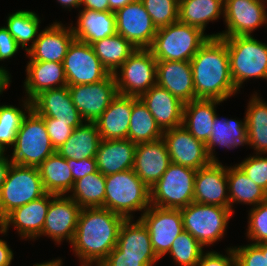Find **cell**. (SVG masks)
<instances>
[{
	"instance_id": "bcb514c9",
	"label": "cell",
	"mask_w": 267,
	"mask_h": 266,
	"mask_svg": "<svg viewBox=\"0 0 267 266\" xmlns=\"http://www.w3.org/2000/svg\"><path fill=\"white\" fill-rule=\"evenodd\" d=\"M232 248L237 258V266H267L266 255H263V251L256 244Z\"/></svg>"
},
{
	"instance_id": "680465c9",
	"label": "cell",
	"mask_w": 267,
	"mask_h": 266,
	"mask_svg": "<svg viewBox=\"0 0 267 266\" xmlns=\"http://www.w3.org/2000/svg\"><path fill=\"white\" fill-rule=\"evenodd\" d=\"M63 8H80L81 7V0H57Z\"/></svg>"
},
{
	"instance_id": "f6af8a7d",
	"label": "cell",
	"mask_w": 267,
	"mask_h": 266,
	"mask_svg": "<svg viewBox=\"0 0 267 266\" xmlns=\"http://www.w3.org/2000/svg\"><path fill=\"white\" fill-rule=\"evenodd\" d=\"M245 158L237 164L248 178L253 180L267 193V157L261 153Z\"/></svg>"
},
{
	"instance_id": "484cf974",
	"label": "cell",
	"mask_w": 267,
	"mask_h": 266,
	"mask_svg": "<svg viewBox=\"0 0 267 266\" xmlns=\"http://www.w3.org/2000/svg\"><path fill=\"white\" fill-rule=\"evenodd\" d=\"M133 108V96L118 94L96 120L102 140L127 139Z\"/></svg>"
},
{
	"instance_id": "ee69618b",
	"label": "cell",
	"mask_w": 267,
	"mask_h": 266,
	"mask_svg": "<svg viewBox=\"0 0 267 266\" xmlns=\"http://www.w3.org/2000/svg\"><path fill=\"white\" fill-rule=\"evenodd\" d=\"M248 216L246 236L253 244L267 242V200L252 207Z\"/></svg>"
},
{
	"instance_id": "f907efd6",
	"label": "cell",
	"mask_w": 267,
	"mask_h": 266,
	"mask_svg": "<svg viewBox=\"0 0 267 266\" xmlns=\"http://www.w3.org/2000/svg\"><path fill=\"white\" fill-rule=\"evenodd\" d=\"M20 46L14 37L8 32V29L0 26V61L8 60L15 55Z\"/></svg>"
},
{
	"instance_id": "8fae6325",
	"label": "cell",
	"mask_w": 267,
	"mask_h": 266,
	"mask_svg": "<svg viewBox=\"0 0 267 266\" xmlns=\"http://www.w3.org/2000/svg\"><path fill=\"white\" fill-rule=\"evenodd\" d=\"M67 85L92 84L106 79L110 72L102 65L91 44L74 39L64 57Z\"/></svg>"
},
{
	"instance_id": "f35d334b",
	"label": "cell",
	"mask_w": 267,
	"mask_h": 266,
	"mask_svg": "<svg viewBox=\"0 0 267 266\" xmlns=\"http://www.w3.org/2000/svg\"><path fill=\"white\" fill-rule=\"evenodd\" d=\"M105 191V176L96 171L76 180L69 197L81 208H105Z\"/></svg>"
},
{
	"instance_id": "52a82bcc",
	"label": "cell",
	"mask_w": 267,
	"mask_h": 266,
	"mask_svg": "<svg viewBox=\"0 0 267 266\" xmlns=\"http://www.w3.org/2000/svg\"><path fill=\"white\" fill-rule=\"evenodd\" d=\"M196 172L195 169L171 162L150 188V204L160 208L182 209L194 202Z\"/></svg>"
},
{
	"instance_id": "44dd1931",
	"label": "cell",
	"mask_w": 267,
	"mask_h": 266,
	"mask_svg": "<svg viewBox=\"0 0 267 266\" xmlns=\"http://www.w3.org/2000/svg\"><path fill=\"white\" fill-rule=\"evenodd\" d=\"M75 39L72 28L54 22L39 32L33 46L27 51L30 61L63 63L68 48Z\"/></svg>"
},
{
	"instance_id": "74e56055",
	"label": "cell",
	"mask_w": 267,
	"mask_h": 266,
	"mask_svg": "<svg viewBox=\"0 0 267 266\" xmlns=\"http://www.w3.org/2000/svg\"><path fill=\"white\" fill-rule=\"evenodd\" d=\"M163 131L157 125L153 115L138 97L133 96L128 139L136 145L161 139Z\"/></svg>"
},
{
	"instance_id": "db71d44e",
	"label": "cell",
	"mask_w": 267,
	"mask_h": 266,
	"mask_svg": "<svg viewBox=\"0 0 267 266\" xmlns=\"http://www.w3.org/2000/svg\"><path fill=\"white\" fill-rule=\"evenodd\" d=\"M13 259V251L7 241L0 239V266H10Z\"/></svg>"
},
{
	"instance_id": "f5cc1de1",
	"label": "cell",
	"mask_w": 267,
	"mask_h": 266,
	"mask_svg": "<svg viewBox=\"0 0 267 266\" xmlns=\"http://www.w3.org/2000/svg\"><path fill=\"white\" fill-rule=\"evenodd\" d=\"M82 9L98 12L109 11V0H81Z\"/></svg>"
},
{
	"instance_id": "277c9868",
	"label": "cell",
	"mask_w": 267,
	"mask_h": 266,
	"mask_svg": "<svg viewBox=\"0 0 267 266\" xmlns=\"http://www.w3.org/2000/svg\"><path fill=\"white\" fill-rule=\"evenodd\" d=\"M213 35L179 20L157 29L149 50L156 60L190 61Z\"/></svg>"
},
{
	"instance_id": "e575fe53",
	"label": "cell",
	"mask_w": 267,
	"mask_h": 266,
	"mask_svg": "<svg viewBox=\"0 0 267 266\" xmlns=\"http://www.w3.org/2000/svg\"><path fill=\"white\" fill-rule=\"evenodd\" d=\"M224 8V0H179L178 20L204 32L210 21L224 18Z\"/></svg>"
},
{
	"instance_id": "7c38bea8",
	"label": "cell",
	"mask_w": 267,
	"mask_h": 266,
	"mask_svg": "<svg viewBox=\"0 0 267 266\" xmlns=\"http://www.w3.org/2000/svg\"><path fill=\"white\" fill-rule=\"evenodd\" d=\"M267 0H224V21L227 29L212 34L213 38L251 36L258 27L267 25Z\"/></svg>"
},
{
	"instance_id": "c3c4849f",
	"label": "cell",
	"mask_w": 267,
	"mask_h": 266,
	"mask_svg": "<svg viewBox=\"0 0 267 266\" xmlns=\"http://www.w3.org/2000/svg\"><path fill=\"white\" fill-rule=\"evenodd\" d=\"M227 255L216 251L203 252L195 266H237V258L233 248H227Z\"/></svg>"
},
{
	"instance_id": "836d02e7",
	"label": "cell",
	"mask_w": 267,
	"mask_h": 266,
	"mask_svg": "<svg viewBox=\"0 0 267 266\" xmlns=\"http://www.w3.org/2000/svg\"><path fill=\"white\" fill-rule=\"evenodd\" d=\"M227 181L229 208L232 212H234V203H244L255 207L267 200V193L248 178L237 164L227 167Z\"/></svg>"
},
{
	"instance_id": "6f0895ef",
	"label": "cell",
	"mask_w": 267,
	"mask_h": 266,
	"mask_svg": "<svg viewBox=\"0 0 267 266\" xmlns=\"http://www.w3.org/2000/svg\"><path fill=\"white\" fill-rule=\"evenodd\" d=\"M134 1L136 0H109V11L115 12L116 10L123 8L125 5Z\"/></svg>"
},
{
	"instance_id": "4316f807",
	"label": "cell",
	"mask_w": 267,
	"mask_h": 266,
	"mask_svg": "<svg viewBox=\"0 0 267 266\" xmlns=\"http://www.w3.org/2000/svg\"><path fill=\"white\" fill-rule=\"evenodd\" d=\"M136 144L127 139L102 140L95 159L104 176L133 169Z\"/></svg>"
},
{
	"instance_id": "d590c367",
	"label": "cell",
	"mask_w": 267,
	"mask_h": 266,
	"mask_svg": "<svg viewBox=\"0 0 267 266\" xmlns=\"http://www.w3.org/2000/svg\"><path fill=\"white\" fill-rule=\"evenodd\" d=\"M256 92L246 108V125L249 145L256 153H267V102Z\"/></svg>"
},
{
	"instance_id": "d6986e66",
	"label": "cell",
	"mask_w": 267,
	"mask_h": 266,
	"mask_svg": "<svg viewBox=\"0 0 267 266\" xmlns=\"http://www.w3.org/2000/svg\"><path fill=\"white\" fill-rule=\"evenodd\" d=\"M32 109L42 118H54L73 129L84 122L72 102L68 86L41 92L32 100Z\"/></svg>"
},
{
	"instance_id": "30bf717a",
	"label": "cell",
	"mask_w": 267,
	"mask_h": 266,
	"mask_svg": "<svg viewBox=\"0 0 267 266\" xmlns=\"http://www.w3.org/2000/svg\"><path fill=\"white\" fill-rule=\"evenodd\" d=\"M113 74L118 94L139 98L156 85L157 60L149 49H136Z\"/></svg>"
},
{
	"instance_id": "9a60e30c",
	"label": "cell",
	"mask_w": 267,
	"mask_h": 266,
	"mask_svg": "<svg viewBox=\"0 0 267 266\" xmlns=\"http://www.w3.org/2000/svg\"><path fill=\"white\" fill-rule=\"evenodd\" d=\"M116 33L130 41L137 49H149L157 33L151 16L141 0H136L114 12Z\"/></svg>"
},
{
	"instance_id": "9f6ffc18",
	"label": "cell",
	"mask_w": 267,
	"mask_h": 266,
	"mask_svg": "<svg viewBox=\"0 0 267 266\" xmlns=\"http://www.w3.org/2000/svg\"><path fill=\"white\" fill-rule=\"evenodd\" d=\"M6 67L0 66V94L9 87L11 82V74L8 70L5 69ZM10 74V75H9Z\"/></svg>"
},
{
	"instance_id": "6da1fadb",
	"label": "cell",
	"mask_w": 267,
	"mask_h": 266,
	"mask_svg": "<svg viewBox=\"0 0 267 266\" xmlns=\"http://www.w3.org/2000/svg\"><path fill=\"white\" fill-rule=\"evenodd\" d=\"M124 221L105 208H82L71 243L81 263H102L116 247Z\"/></svg>"
},
{
	"instance_id": "7402d4cb",
	"label": "cell",
	"mask_w": 267,
	"mask_h": 266,
	"mask_svg": "<svg viewBox=\"0 0 267 266\" xmlns=\"http://www.w3.org/2000/svg\"><path fill=\"white\" fill-rule=\"evenodd\" d=\"M125 219L119 231L116 247L108 256L142 257V262H157L149 231L140 219Z\"/></svg>"
},
{
	"instance_id": "9c48e42d",
	"label": "cell",
	"mask_w": 267,
	"mask_h": 266,
	"mask_svg": "<svg viewBox=\"0 0 267 266\" xmlns=\"http://www.w3.org/2000/svg\"><path fill=\"white\" fill-rule=\"evenodd\" d=\"M45 194L38 167L11 164L0 191V221L15 208Z\"/></svg>"
},
{
	"instance_id": "4dcf8cb0",
	"label": "cell",
	"mask_w": 267,
	"mask_h": 266,
	"mask_svg": "<svg viewBox=\"0 0 267 266\" xmlns=\"http://www.w3.org/2000/svg\"><path fill=\"white\" fill-rule=\"evenodd\" d=\"M223 101L196 99L184 104L183 126L196 139L206 143L211 135L216 105Z\"/></svg>"
},
{
	"instance_id": "7bdbcfd3",
	"label": "cell",
	"mask_w": 267,
	"mask_h": 266,
	"mask_svg": "<svg viewBox=\"0 0 267 266\" xmlns=\"http://www.w3.org/2000/svg\"><path fill=\"white\" fill-rule=\"evenodd\" d=\"M156 28L178 21L179 0H141Z\"/></svg>"
},
{
	"instance_id": "6125c7cd",
	"label": "cell",
	"mask_w": 267,
	"mask_h": 266,
	"mask_svg": "<svg viewBox=\"0 0 267 266\" xmlns=\"http://www.w3.org/2000/svg\"><path fill=\"white\" fill-rule=\"evenodd\" d=\"M6 148H4L1 144H0V160L6 158L4 152H6L7 150H5Z\"/></svg>"
},
{
	"instance_id": "5bb4252c",
	"label": "cell",
	"mask_w": 267,
	"mask_h": 266,
	"mask_svg": "<svg viewBox=\"0 0 267 266\" xmlns=\"http://www.w3.org/2000/svg\"><path fill=\"white\" fill-rule=\"evenodd\" d=\"M67 86L72 102L87 122H96L118 95L114 74L96 83Z\"/></svg>"
},
{
	"instance_id": "e0dca14e",
	"label": "cell",
	"mask_w": 267,
	"mask_h": 266,
	"mask_svg": "<svg viewBox=\"0 0 267 266\" xmlns=\"http://www.w3.org/2000/svg\"><path fill=\"white\" fill-rule=\"evenodd\" d=\"M162 139L172 163L195 170L211 163L205 143L196 139L183 125L163 131Z\"/></svg>"
},
{
	"instance_id": "7a4b0ae2",
	"label": "cell",
	"mask_w": 267,
	"mask_h": 266,
	"mask_svg": "<svg viewBox=\"0 0 267 266\" xmlns=\"http://www.w3.org/2000/svg\"><path fill=\"white\" fill-rule=\"evenodd\" d=\"M190 64L195 100L226 101L238 92L230 73L226 42L222 38H209L190 60Z\"/></svg>"
},
{
	"instance_id": "cb8c5ba5",
	"label": "cell",
	"mask_w": 267,
	"mask_h": 266,
	"mask_svg": "<svg viewBox=\"0 0 267 266\" xmlns=\"http://www.w3.org/2000/svg\"><path fill=\"white\" fill-rule=\"evenodd\" d=\"M156 84L167 89L184 104L195 100L190 61L157 60Z\"/></svg>"
},
{
	"instance_id": "f1b7e54d",
	"label": "cell",
	"mask_w": 267,
	"mask_h": 266,
	"mask_svg": "<svg viewBox=\"0 0 267 266\" xmlns=\"http://www.w3.org/2000/svg\"><path fill=\"white\" fill-rule=\"evenodd\" d=\"M249 145L246 117L243 122L236 119L219 118L216 114L212 126V132L205 143L208 159L211 163H219L214 155L215 146L225 147L229 150L238 146ZM214 151V152H213Z\"/></svg>"
},
{
	"instance_id": "f546056e",
	"label": "cell",
	"mask_w": 267,
	"mask_h": 266,
	"mask_svg": "<svg viewBox=\"0 0 267 266\" xmlns=\"http://www.w3.org/2000/svg\"><path fill=\"white\" fill-rule=\"evenodd\" d=\"M71 28L75 39L92 44L116 34V17L113 11L80 10L77 25Z\"/></svg>"
},
{
	"instance_id": "ab89813d",
	"label": "cell",
	"mask_w": 267,
	"mask_h": 266,
	"mask_svg": "<svg viewBox=\"0 0 267 266\" xmlns=\"http://www.w3.org/2000/svg\"><path fill=\"white\" fill-rule=\"evenodd\" d=\"M7 18L6 28L14 37L18 45L25 48L27 52L35 43L39 35L40 18L33 11L19 10L9 14ZM32 43L28 48V44Z\"/></svg>"
},
{
	"instance_id": "603a6c76",
	"label": "cell",
	"mask_w": 267,
	"mask_h": 266,
	"mask_svg": "<svg viewBox=\"0 0 267 266\" xmlns=\"http://www.w3.org/2000/svg\"><path fill=\"white\" fill-rule=\"evenodd\" d=\"M171 163L166 144L161 138L136 145L133 171L151 188Z\"/></svg>"
},
{
	"instance_id": "ac0fdd59",
	"label": "cell",
	"mask_w": 267,
	"mask_h": 266,
	"mask_svg": "<svg viewBox=\"0 0 267 266\" xmlns=\"http://www.w3.org/2000/svg\"><path fill=\"white\" fill-rule=\"evenodd\" d=\"M51 194L46 193L39 199L17 207L0 221V233L6 235L10 225L18 230L24 239H36L42 233Z\"/></svg>"
},
{
	"instance_id": "60d3db41",
	"label": "cell",
	"mask_w": 267,
	"mask_h": 266,
	"mask_svg": "<svg viewBox=\"0 0 267 266\" xmlns=\"http://www.w3.org/2000/svg\"><path fill=\"white\" fill-rule=\"evenodd\" d=\"M23 106L24 110H20L13 105H0V144L6 149L13 147L23 119L32 109V101L24 99Z\"/></svg>"
},
{
	"instance_id": "681fc988",
	"label": "cell",
	"mask_w": 267,
	"mask_h": 266,
	"mask_svg": "<svg viewBox=\"0 0 267 266\" xmlns=\"http://www.w3.org/2000/svg\"><path fill=\"white\" fill-rule=\"evenodd\" d=\"M67 164L73 176V184L85 175L98 171L95 158H83L82 160L67 159Z\"/></svg>"
},
{
	"instance_id": "91938a15",
	"label": "cell",
	"mask_w": 267,
	"mask_h": 266,
	"mask_svg": "<svg viewBox=\"0 0 267 266\" xmlns=\"http://www.w3.org/2000/svg\"><path fill=\"white\" fill-rule=\"evenodd\" d=\"M62 260L60 259H55V260H51V261H47V262H43V263H36L33 266H62Z\"/></svg>"
},
{
	"instance_id": "1f68e13d",
	"label": "cell",
	"mask_w": 267,
	"mask_h": 266,
	"mask_svg": "<svg viewBox=\"0 0 267 266\" xmlns=\"http://www.w3.org/2000/svg\"><path fill=\"white\" fill-rule=\"evenodd\" d=\"M101 141L96 123L84 121L56 152L66 159L95 158Z\"/></svg>"
},
{
	"instance_id": "ba28073f",
	"label": "cell",
	"mask_w": 267,
	"mask_h": 266,
	"mask_svg": "<svg viewBox=\"0 0 267 266\" xmlns=\"http://www.w3.org/2000/svg\"><path fill=\"white\" fill-rule=\"evenodd\" d=\"M184 230L188 231L203 247L223 238L233 212L219 205L196 202L180 209Z\"/></svg>"
},
{
	"instance_id": "3957f363",
	"label": "cell",
	"mask_w": 267,
	"mask_h": 266,
	"mask_svg": "<svg viewBox=\"0 0 267 266\" xmlns=\"http://www.w3.org/2000/svg\"><path fill=\"white\" fill-rule=\"evenodd\" d=\"M105 209L125 219H133L132 212L151 206L150 188L136 175L133 169L105 176Z\"/></svg>"
},
{
	"instance_id": "5b68a950",
	"label": "cell",
	"mask_w": 267,
	"mask_h": 266,
	"mask_svg": "<svg viewBox=\"0 0 267 266\" xmlns=\"http://www.w3.org/2000/svg\"><path fill=\"white\" fill-rule=\"evenodd\" d=\"M226 42L230 73L237 91L249 78L267 80V44L251 36L222 38Z\"/></svg>"
},
{
	"instance_id": "2e32d148",
	"label": "cell",
	"mask_w": 267,
	"mask_h": 266,
	"mask_svg": "<svg viewBox=\"0 0 267 266\" xmlns=\"http://www.w3.org/2000/svg\"><path fill=\"white\" fill-rule=\"evenodd\" d=\"M81 209L69 195L51 194V202L39 237L48 236L58 244L66 239L71 244Z\"/></svg>"
},
{
	"instance_id": "d6a6232c",
	"label": "cell",
	"mask_w": 267,
	"mask_h": 266,
	"mask_svg": "<svg viewBox=\"0 0 267 266\" xmlns=\"http://www.w3.org/2000/svg\"><path fill=\"white\" fill-rule=\"evenodd\" d=\"M38 170L46 193L66 195L73 187V176L67 159L58 152L50 155L39 166Z\"/></svg>"
},
{
	"instance_id": "7dc6e473",
	"label": "cell",
	"mask_w": 267,
	"mask_h": 266,
	"mask_svg": "<svg viewBox=\"0 0 267 266\" xmlns=\"http://www.w3.org/2000/svg\"><path fill=\"white\" fill-rule=\"evenodd\" d=\"M50 141L55 148L59 149L71 136L73 128L67 123L56 122L54 118H43Z\"/></svg>"
},
{
	"instance_id": "ffe728a7",
	"label": "cell",
	"mask_w": 267,
	"mask_h": 266,
	"mask_svg": "<svg viewBox=\"0 0 267 266\" xmlns=\"http://www.w3.org/2000/svg\"><path fill=\"white\" fill-rule=\"evenodd\" d=\"M227 166L210 163L197 170L194 182V202L229 208Z\"/></svg>"
},
{
	"instance_id": "be15d7a7",
	"label": "cell",
	"mask_w": 267,
	"mask_h": 266,
	"mask_svg": "<svg viewBox=\"0 0 267 266\" xmlns=\"http://www.w3.org/2000/svg\"><path fill=\"white\" fill-rule=\"evenodd\" d=\"M92 265L103 266L101 263H81V266H92Z\"/></svg>"
},
{
	"instance_id": "4fadbf2b",
	"label": "cell",
	"mask_w": 267,
	"mask_h": 266,
	"mask_svg": "<svg viewBox=\"0 0 267 266\" xmlns=\"http://www.w3.org/2000/svg\"><path fill=\"white\" fill-rule=\"evenodd\" d=\"M139 219L148 229L153 250L159 259L169 252L175 238L184 231L180 209L151 205Z\"/></svg>"
},
{
	"instance_id": "d4e9b609",
	"label": "cell",
	"mask_w": 267,
	"mask_h": 266,
	"mask_svg": "<svg viewBox=\"0 0 267 266\" xmlns=\"http://www.w3.org/2000/svg\"><path fill=\"white\" fill-rule=\"evenodd\" d=\"M162 131L183 124L184 103L157 84L139 97Z\"/></svg>"
},
{
	"instance_id": "11a10c76",
	"label": "cell",
	"mask_w": 267,
	"mask_h": 266,
	"mask_svg": "<svg viewBox=\"0 0 267 266\" xmlns=\"http://www.w3.org/2000/svg\"><path fill=\"white\" fill-rule=\"evenodd\" d=\"M11 164H12L11 159H9L8 156L0 160V191L5 182Z\"/></svg>"
},
{
	"instance_id": "8d00e7d4",
	"label": "cell",
	"mask_w": 267,
	"mask_h": 266,
	"mask_svg": "<svg viewBox=\"0 0 267 266\" xmlns=\"http://www.w3.org/2000/svg\"><path fill=\"white\" fill-rule=\"evenodd\" d=\"M102 65L113 74L137 49L122 35L103 38L91 44Z\"/></svg>"
},
{
	"instance_id": "94428289",
	"label": "cell",
	"mask_w": 267,
	"mask_h": 266,
	"mask_svg": "<svg viewBox=\"0 0 267 266\" xmlns=\"http://www.w3.org/2000/svg\"><path fill=\"white\" fill-rule=\"evenodd\" d=\"M262 251L263 255H266V262H267V242L256 244Z\"/></svg>"
},
{
	"instance_id": "b9f144b4",
	"label": "cell",
	"mask_w": 267,
	"mask_h": 266,
	"mask_svg": "<svg viewBox=\"0 0 267 266\" xmlns=\"http://www.w3.org/2000/svg\"><path fill=\"white\" fill-rule=\"evenodd\" d=\"M203 252V246L184 230L175 238L168 254L179 266H195Z\"/></svg>"
},
{
	"instance_id": "816d5d0a",
	"label": "cell",
	"mask_w": 267,
	"mask_h": 266,
	"mask_svg": "<svg viewBox=\"0 0 267 266\" xmlns=\"http://www.w3.org/2000/svg\"><path fill=\"white\" fill-rule=\"evenodd\" d=\"M157 262H142V257L107 256L103 266H153Z\"/></svg>"
},
{
	"instance_id": "8992f818",
	"label": "cell",
	"mask_w": 267,
	"mask_h": 266,
	"mask_svg": "<svg viewBox=\"0 0 267 266\" xmlns=\"http://www.w3.org/2000/svg\"><path fill=\"white\" fill-rule=\"evenodd\" d=\"M22 121L13 145L12 164L38 167L56 152L44 119L31 109Z\"/></svg>"
},
{
	"instance_id": "83f0119b",
	"label": "cell",
	"mask_w": 267,
	"mask_h": 266,
	"mask_svg": "<svg viewBox=\"0 0 267 266\" xmlns=\"http://www.w3.org/2000/svg\"><path fill=\"white\" fill-rule=\"evenodd\" d=\"M24 88L26 99L32 101L45 90L67 86L63 63L49 61H29L26 66Z\"/></svg>"
}]
</instances>
